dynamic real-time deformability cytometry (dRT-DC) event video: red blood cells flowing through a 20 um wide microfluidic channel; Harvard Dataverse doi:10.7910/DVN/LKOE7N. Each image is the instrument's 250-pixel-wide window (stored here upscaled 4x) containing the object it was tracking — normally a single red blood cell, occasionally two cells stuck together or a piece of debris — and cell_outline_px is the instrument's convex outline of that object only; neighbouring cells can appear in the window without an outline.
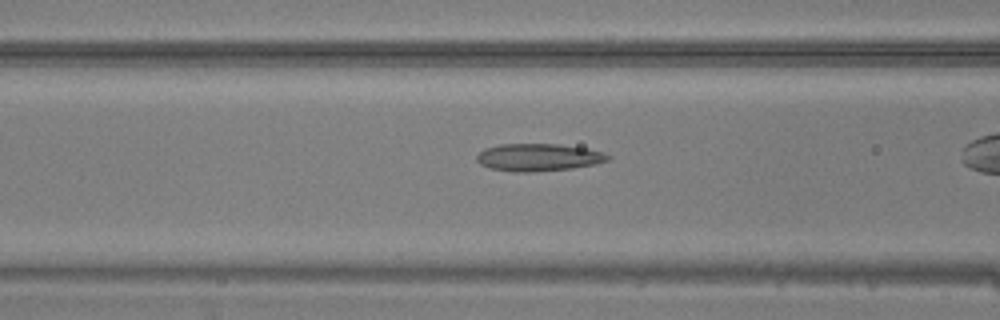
{"species": "common noctule bat (a hibernating species)", "species_latin": "Nyctalus noctula", "temperature_condition": "warm", "stored_images_in_passage": 35, "camera_frame_rate_fps": 3000, "um_per_image_px": 0.085, "animal": {"sex": "male", "body_mass_g": 20.5, "forearm_length_mm": 52.5}, "frame": {"image": 1, "passage_image": 16, "time_ms": 5.0, "image_size_px": [1000, 320], "cell_outline_px": [[612, 156], [608, 160], [596, 164], [572, 168], [532, 172], [512, 172], [488, 168], [480, 164], [476, 160], [476, 156], [484, 148], [500, 144], [560, 144], [588, 148], [604, 152]], "centroid_in_image_um": [45.77, 13.37], "position_along_channel_um": 120.8, "area_um2": 21.27}}
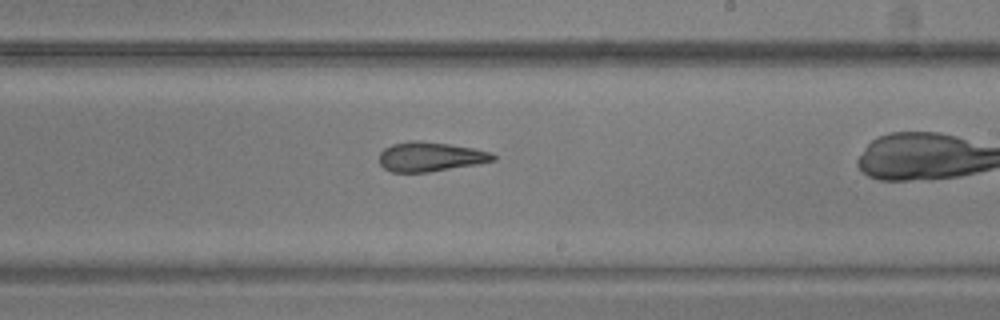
{"frame": {"image": 2, "passage_image": 25, "time_ms": 8.0, "image_size_px": [1000, 320], "cell_outline_px": [[496, 160], [476, 164], [428, 172], [392, 172], [384, 168], [380, 164], [380, 152], [384, 148], [392, 144], [408, 140], [420, 140], [448, 144], [472, 148], [492, 152], [496, 156]], "centroid_in_image_um": [36.56, 13.31], "position_along_channel_um": 252.4, "area_um2": 19.54}}
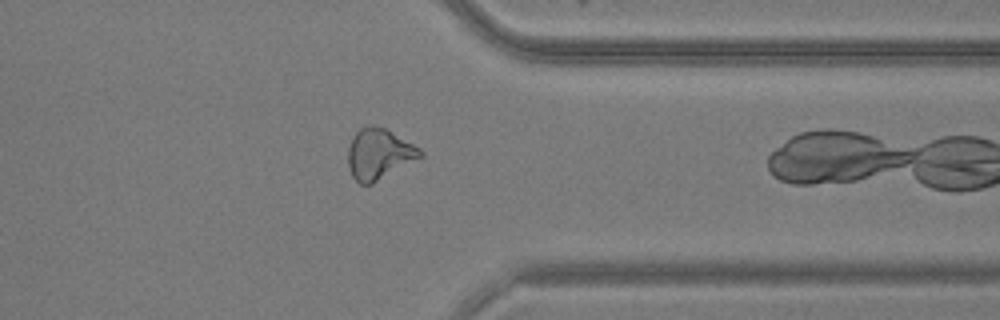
{"frame": {"image": 3, "passage_image": 34, "time_ms": 11.0, "image_size_px": [1000, 320], "cell_outline_px": [[424, 156], [372, 184], [360, 184], [352, 176], [348, 164], [348, 148], [352, 136], [360, 128], [368, 124], [372, 124], [384, 128], [420, 148], [424, 152]], "centroid_in_image_um": [32.21, 13.09], "position_along_channel_um": 379.2, "area_um2": 21.39}}